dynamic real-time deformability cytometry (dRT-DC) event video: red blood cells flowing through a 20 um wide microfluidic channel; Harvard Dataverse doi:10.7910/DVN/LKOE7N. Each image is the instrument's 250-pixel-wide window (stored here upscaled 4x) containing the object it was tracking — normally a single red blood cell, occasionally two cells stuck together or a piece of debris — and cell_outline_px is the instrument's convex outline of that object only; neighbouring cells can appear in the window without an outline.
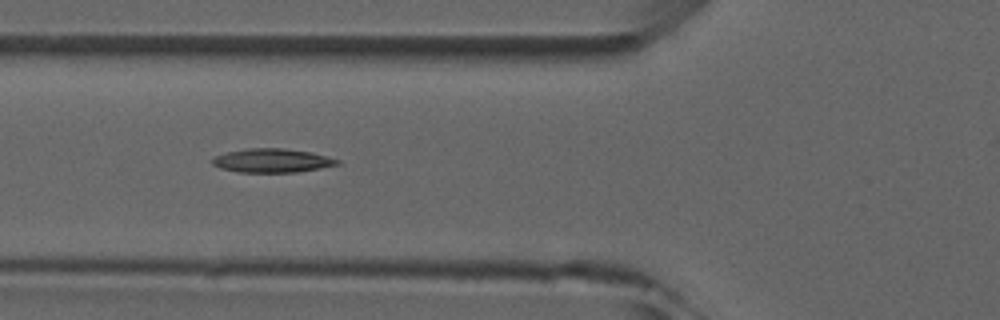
{"species": "common noctule bat (a hibernating species)", "species_latin": "Nyctalus noctula", "temperature_condition": "room temperature", "stored_images_in_passage": 6, "camera_frame_rate_fps": 3000, "um_per_image_px": 0.085, "animal": {"sex": "male", "forearm_length_mm": 52.5}, "frame": {"image": 1, "passage_image": 4, "time_ms": 3.333, "image_size_px": [1000, 320], "cell_outline_px": [[340, 164], [320, 168], [296, 172], [236, 172], [220, 168], [212, 164], [212, 160], [216, 156], [228, 152], [248, 148], [284, 148], [312, 152], [340, 160]], "centroid_in_image_um": [23.14, 13.65], "position_along_channel_um": 102.7, "area_um2": 17.28}}
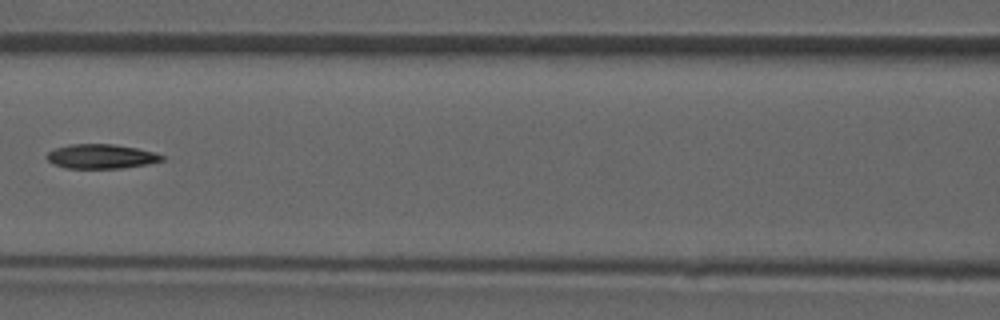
{"frame": {"image": 2, "passage_image": 5, "time_ms": 4.667, "image_size_px": [1000, 320], "cell_outline_px": [[164, 160], [148, 164], [124, 168], [64, 168], [52, 164], [44, 156], [48, 152], [56, 148], [68, 144], [112, 144], [136, 148], [152, 152], [164, 156]], "centroid_in_image_um": [8.55, 13.3], "position_along_channel_um": 158.0, "area_um2": 16.42}}